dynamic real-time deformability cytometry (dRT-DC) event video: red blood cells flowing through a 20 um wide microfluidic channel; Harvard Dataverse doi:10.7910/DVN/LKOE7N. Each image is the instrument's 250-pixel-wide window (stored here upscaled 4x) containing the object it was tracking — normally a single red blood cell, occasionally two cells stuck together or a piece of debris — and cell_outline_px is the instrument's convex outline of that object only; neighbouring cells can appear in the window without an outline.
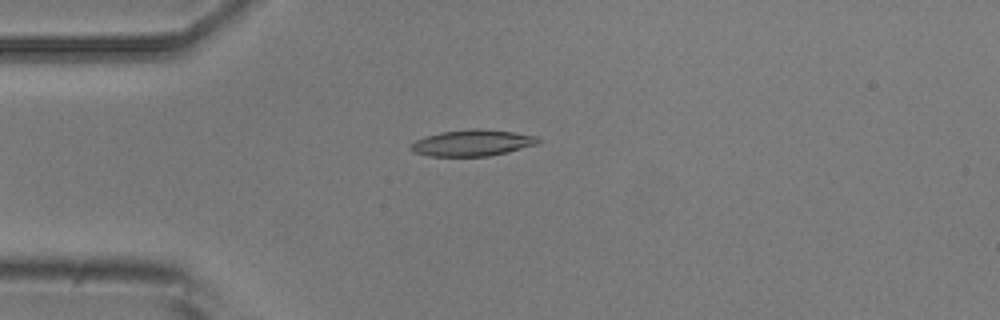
{"species": "common noctule bat (a hibernating species)", "species_latin": "Nyctalus noctula", "temperature_condition": "room temperature", "stored_images_in_passage": 3, "camera_frame_rate_fps": 3000, "um_per_image_px": 0.085, "animal": {"sex": "male", "body_mass_g": 20.5, "forearm_length_mm": 52.5}, "frame": {"image": 1, "passage_image": 1, "time_ms": 0.0, "image_size_px": [1000, 320], "cell_outline_px": [[540, 140], [536, 144], [508, 152], [488, 156], [428, 156], [412, 152], [408, 148], [416, 140], [424, 136], [440, 132], [468, 128], [476, 128], [512, 132], [540, 136]], "centroid_in_image_um": [40.11, 12.14], "position_along_channel_um": 44.9, "area_um2": 19.65}}
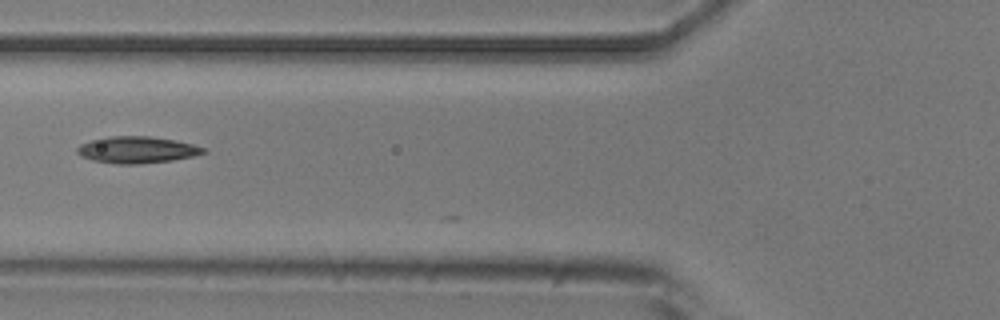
{"frame": {"image": 2, "passage_image": 3, "time_ms": 2.333, "image_size_px": [1000, 320], "cell_outline_px": [[208, 152], [192, 156], [172, 160], [140, 164], [116, 164], [92, 160], [80, 156], [76, 152], [76, 148], [80, 144], [92, 140], [112, 136], [148, 136], [176, 140], [192, 144], [204, 148]], "centroid_in_image_um": [11.62, 12.74], "position_along_channel_um": 114.2, "area_um2": 19.59}}